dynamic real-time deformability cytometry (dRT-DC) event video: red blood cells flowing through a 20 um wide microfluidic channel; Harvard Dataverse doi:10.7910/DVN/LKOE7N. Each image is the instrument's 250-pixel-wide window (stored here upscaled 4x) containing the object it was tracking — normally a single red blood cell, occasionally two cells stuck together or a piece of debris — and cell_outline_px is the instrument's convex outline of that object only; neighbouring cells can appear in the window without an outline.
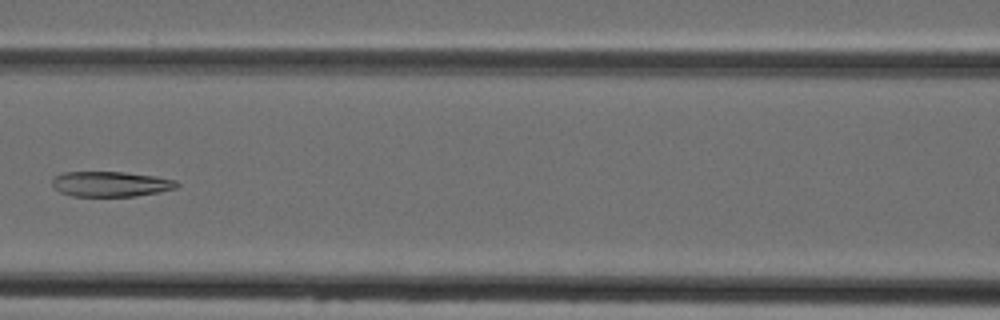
{"species": "Egyptian fruit bat (a non-hibernating species)", "species_latin": "Rousettus aegyptiacus", "temperature_condition": "cold", "stored_images_in_passage": 5, "camera_frame_rate_fps": 3000, "um_per_image_px": 0.085, "animal": {"sex": "female"}, "frame": {"image": 1, "passage_image": 4, "time_ms": 3.333, "image_size_px": [1000, 320], "cell_outline_px": [[180, 184], [176, 188], [160, 192], [136, 196], [72, 196], [60, 192], [52, 184], [52, 180], [56, 176], [64, 172], [124, 172], [156, 176], [176, 180]], "centroid_in_image_um": [9.45, 15.64], "position_along_channel_um": 157.2, "area_um2": 18.32}}
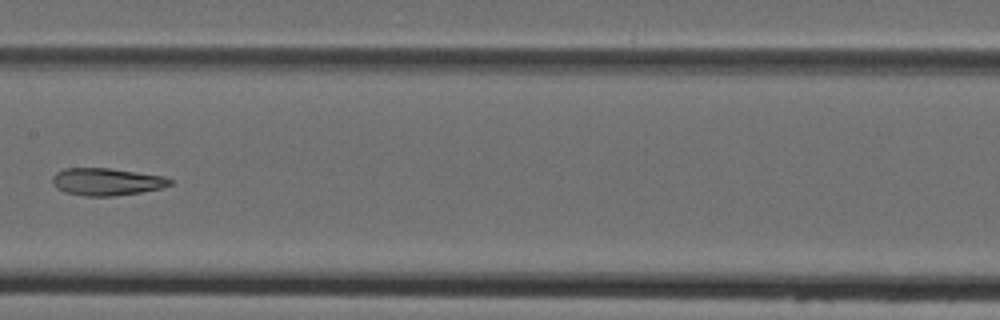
{"frame": {"image": 2, "passage_image": 5, "time_ms": 4.333, "image_size_px": [1000, 320], "cell_outline_px": [[172, 184], [160, 188], [140, 192], [112, 196], [84, 196], [64, 192], [56, 188], [52, 184], [52, 176], [56, 172], [64, 168], [108, 168], [164, 176], [172, 180]], "centroid_in_image_um": [9.01, 15.45], "position_along_channel_um": 198.4, "area_um2": 18.73}}